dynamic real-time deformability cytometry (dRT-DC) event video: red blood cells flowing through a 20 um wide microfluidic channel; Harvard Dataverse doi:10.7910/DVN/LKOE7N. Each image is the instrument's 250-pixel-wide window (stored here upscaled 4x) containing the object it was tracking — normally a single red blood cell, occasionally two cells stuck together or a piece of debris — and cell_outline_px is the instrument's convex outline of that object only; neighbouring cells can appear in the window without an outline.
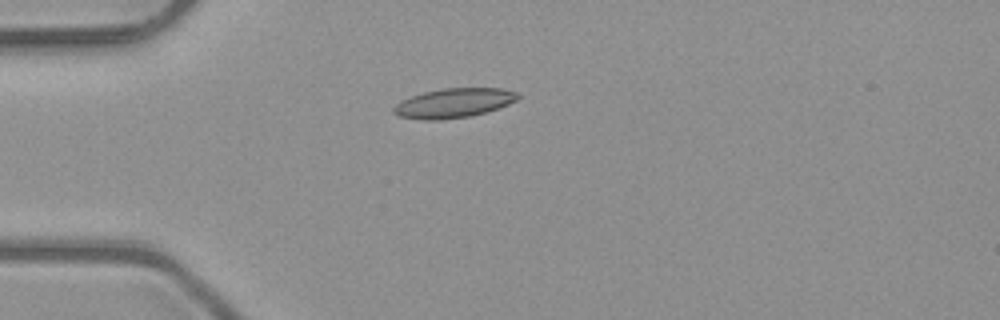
{"species": "common noctule bat (a hibernating species)", "species_latin": "Nyctalus noctula", "temperature_condition": "room temperature", "stored_images_in_passage": 4, "camera_frame_rate_fps": 3000, "um_per_image_px": 0.085, "animal": {"sex": "male", "body_mass_g": 23.1, "forearm_length_mm": 52.7}, "frame": {"image": 1, "passage_image": 3, "time_ms": 0.667, "image_size_px": [1000, 320], "cell_outline_px": [[520, 96], [516, 100], [508, 104], [484, 112], [468, 116], [440, 120], [424, 120], [400, 116], [392, 112], [392, 108], [400, 100], [424, 92], [444, 88], [500, 88], [516, 92]], "centroid_in_image_um": [38.52, 8.75], "position_along_channel_um": 46.5, "area_um2": 21.04}}